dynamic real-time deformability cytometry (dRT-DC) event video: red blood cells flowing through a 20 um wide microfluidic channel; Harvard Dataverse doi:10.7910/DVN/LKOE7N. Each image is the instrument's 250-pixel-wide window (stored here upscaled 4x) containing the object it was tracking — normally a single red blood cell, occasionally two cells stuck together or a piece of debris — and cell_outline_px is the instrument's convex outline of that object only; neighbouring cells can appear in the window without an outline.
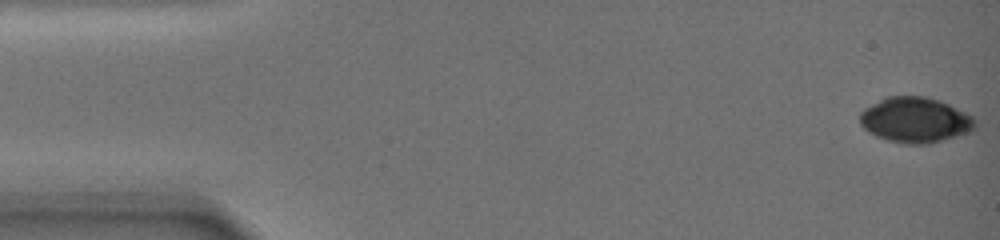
{"species": "common noctule bat (a hibernating species)", "species_latin": "Nyctalus noctula", "temperature_condition": "warm", "stored_images_in_passage": 39, "camera_frame_rate_fps": 3000, "um_per_image_px": 0.085, "animal": {"sex": "female", "body_mass_g": 19.0, "forearm_length_mm": 51.5}, "frame": {"image": 1, "passage_image": 1, "time_ms": 0.0, "image_size_px": [1000, 240], "cell_outline_px": [[976, 128], [972, 132], [928, 144], [904, 144], [888, 140], [876, 136], [868, 132], [860, 124], [860, 112], [864, 108], [888, 96], [924, 96], [940, 100], [972, 116], [976, 120]], "centroid_in_image_um": [77.81, 10.21], "position_along_channel_um": 7.2, "area_um2": 30.58}}